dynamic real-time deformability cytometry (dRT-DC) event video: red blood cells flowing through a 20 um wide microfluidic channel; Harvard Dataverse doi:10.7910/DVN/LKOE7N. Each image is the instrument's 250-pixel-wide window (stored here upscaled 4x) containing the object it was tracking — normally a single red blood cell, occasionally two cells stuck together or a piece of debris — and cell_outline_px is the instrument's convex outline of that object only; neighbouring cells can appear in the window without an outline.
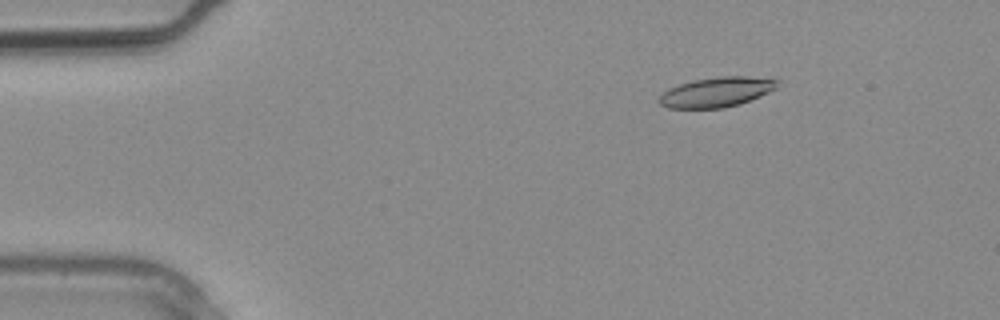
{"species": "common noctule bat (a hibernating species)", "species_latin": "Nyctalus noctula", "temperature_condition": "warm", "stored_images_in_passage": 2, "camera_frame_rate_fps": 3000, "um_per_image_px": 0.085, "animal": {"sex": "male", "body_mass_g": 20.4}, "frame": {"image": 1, "passage_image": 1, "time_ms": 0.0, "image_size_px": [1000, 320], "cell_outline_px": [[780, 80], [776, 88], [760, 96], [740, 104], [724, 108], [668, 108], [660, 104], [656, 100], [668, 88], [692, 80], [720, 76], [748, 76]], "centroid_in_image_um": [60.89, 7.83], "position_along_channel_um": 24.1, "area_um2": 20.63}}